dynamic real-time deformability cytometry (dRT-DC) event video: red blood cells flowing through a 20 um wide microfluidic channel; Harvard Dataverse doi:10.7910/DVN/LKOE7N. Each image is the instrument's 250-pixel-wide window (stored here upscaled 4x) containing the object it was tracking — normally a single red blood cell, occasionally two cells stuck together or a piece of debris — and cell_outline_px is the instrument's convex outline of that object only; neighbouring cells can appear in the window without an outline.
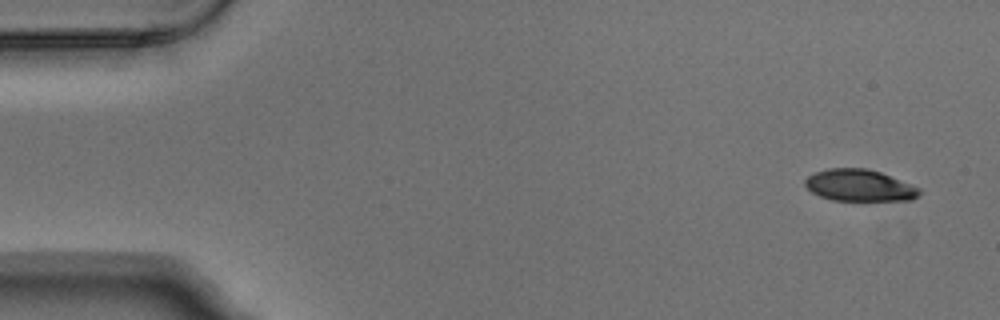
{"species": "Egyptian fruit bat (a non-hibernating species)", "species_latin": "Rousettus aegyptiacus", "temperature_condition": "warm", "stored_images_in_passage": 4, "camera_frame_rate_fps": 3000, "um_per_image_px": 0.085, "animal": {"sex": "male"}, "frame": {"image": 1, "passage_image": 1, "time_ms": 0.0, "image_size_px": [1000, 320], "cell_outline_px": [[920, 192], [912, 200], [832, 200], [820, 196], [812, 192], [804, 184], [804, 180], [808, 176], [816, 172], [828, 168], [868, 168], [880, 172], [920, 188]], "centroid_in_image_um": [73.02, 15.75], "position_along_channel_um": 12.0, "area_um2": 20.92}}
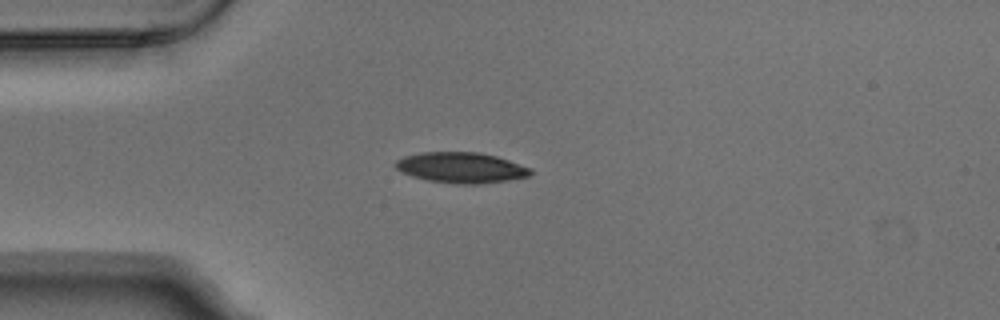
{"frame": {"image": 2, "passage_image": 4, "time_ms": 1.0, "image_size_px": [1000, 320], "cell_outline_px": [[532, 172], [528, 176], [508, 180], [480, 184], [452, 184], [428, 180], [412, 176], [400, 172], [392, 164], [396, 160], [404, 156], [420, 152], [480, 152], [496, 156], [532, 168]], "centroid_in_image_um": [39.16, 14.25], "position_along_channel_um": 45.8, "area_um2": 24.28}}